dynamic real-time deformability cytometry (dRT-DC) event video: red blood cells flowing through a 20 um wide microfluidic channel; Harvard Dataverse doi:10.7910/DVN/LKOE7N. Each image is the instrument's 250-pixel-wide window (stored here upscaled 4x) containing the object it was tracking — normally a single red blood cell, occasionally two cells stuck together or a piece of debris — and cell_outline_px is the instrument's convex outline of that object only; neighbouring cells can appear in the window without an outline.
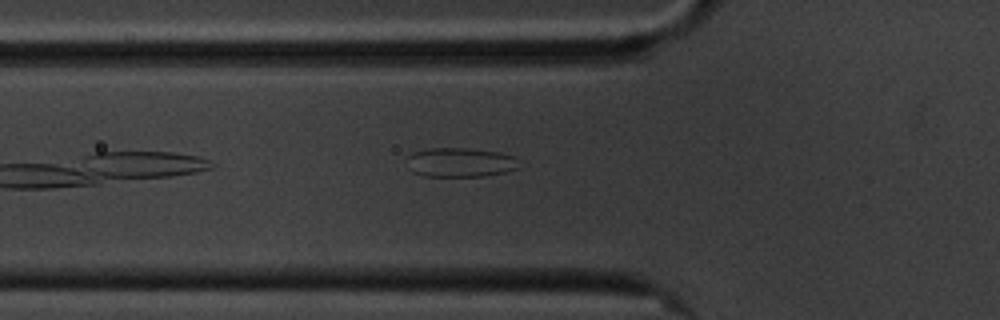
{"species": "common noctule bat (a hibernating species)", "species_latin": "Nyctalus noctula", "temperature_condition": "cold", "stored_images_in_passage": 40, "camera_frame_rate_fps": 3000, "um_per_image_px": 0.085, "animal": {"sex": "male", "body_mass_g": 20.1, "forearm_length_mm": 53.5}, "frame": {"image": 1, "passage_image": 5, "time_ms": 1.333, "image_size_px": [1000, 320], "cell_outline_px": [[520, 168], [504, 172], [484, 176], [424, 176], [412, 172], [408, 156], [412, 152], [428, 148], [464, 148], [500, 152], [516, 156]], "centroid_in_image_um": [39.17, 13.8], "position_along_channel_um": 86.6, "area_um2": 19.13}}
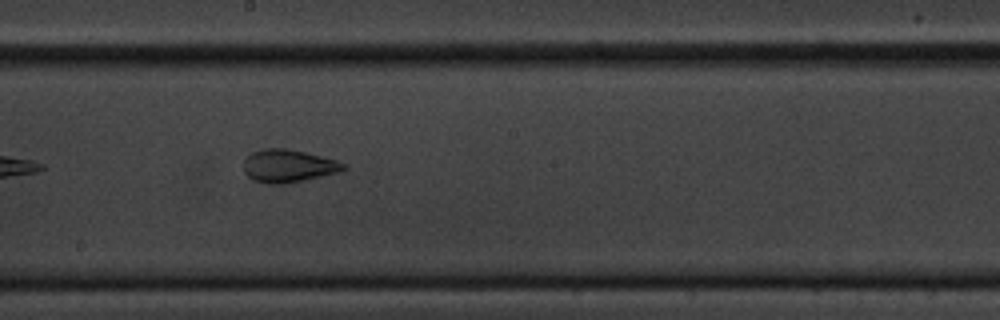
{"frame": {"image": 2, "passage_image": 17, "time_ms": 5.333, "image_size_px": [1000, 320], "cell_outline_px": [[348, 168], [340, 172], [304, 180], [284, 184], [268, 184], [252, 180], [244, 172], [244, 160], [252, 152], [264, 148], [288, 148], [336, 160], [344, 164]], "centroid_in_image_um": [24.49, 14.11], "position_along_channel_um": 223.7, "area_um2": 19.13}}
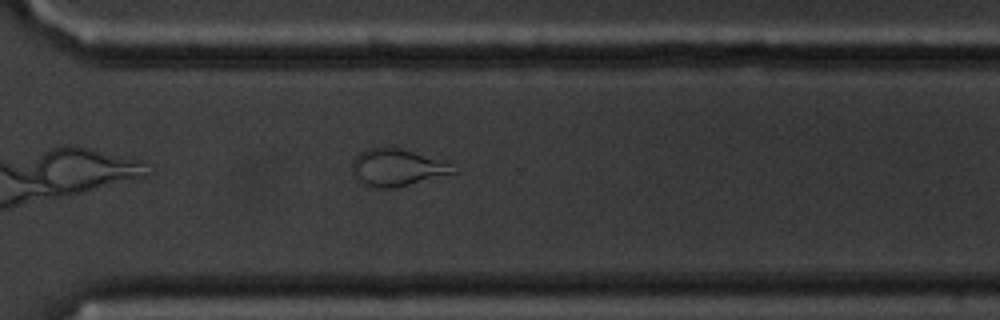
{"frame": {"image": 3, "passage_image": 27, "time_ms": 8.667, "image_size_px": [1000, 320], "cell_outline_px": [[456, 172], [396, 188], [376, 188], [364, 184], [356, 176], [352, 168], [352, 160], [360, 152], [368, 148], [400, 148], [444, 160]], "centroid_in_image_um": [33.73, 14.24], "position_along_channel_um": 336.9, "area_um2": 21.44}}